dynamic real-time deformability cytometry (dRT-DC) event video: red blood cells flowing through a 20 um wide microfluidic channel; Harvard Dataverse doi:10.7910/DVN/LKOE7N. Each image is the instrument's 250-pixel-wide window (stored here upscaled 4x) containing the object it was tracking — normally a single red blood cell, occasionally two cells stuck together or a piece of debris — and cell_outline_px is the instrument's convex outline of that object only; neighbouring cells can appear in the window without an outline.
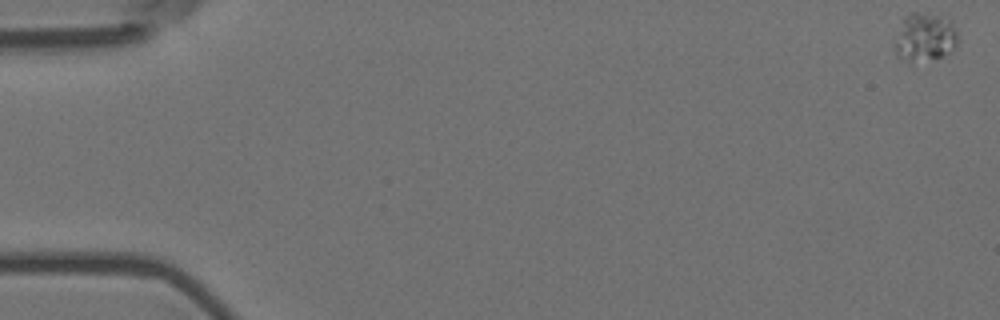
{"species": "Egyptian fruit bat (a non-hibernating species)", "species_latin": "Rousettus aegyptiacus", "temperature_condition": "room temperature", "stored_images_in_passage": 5, "camera_frame_rate_fps": 3000, "um_per_image_px": 0.085, "animal": {"sex": "female"}, "frame": {"image": 1, "passage_image": 1, "time_ms": 0.0, "image_size_px": [1000, 320], "cell_outline_px": [[960, 40], [952, 52], [944, 56], [908, 64], [900, 60], [896, 56], [892, 44], [904, 16], [908, 12], [920, 12], [936, 16], [952, 24]], "centroid_in_image_um": [78.54, 3.23], "position_along_channel_um": 6.5, "area_um2": 18.26}}
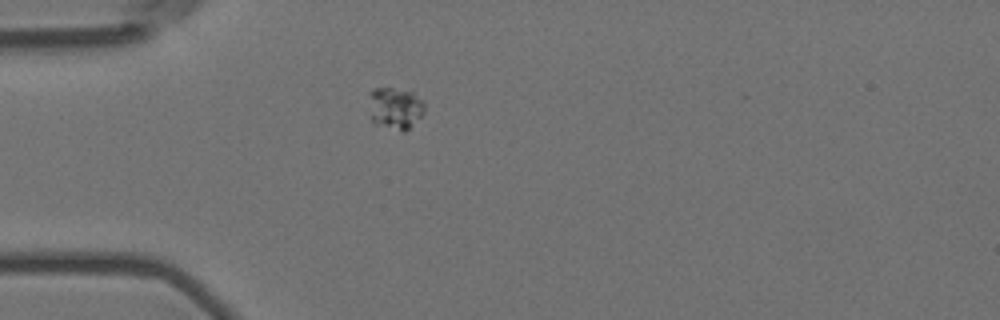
{"frame": {"image": 2, "passage_image": 5, "time_ms": 1.333, "image_size_px": [1000, 320], "cell_outline_px": [[424, 112], [404, 132], [400, 132], [376, 124], [372, 120], [368, 96], [368, 92], [372, 88], [392, 88], [412, 92], [424, 100]], "centroid_in_image_um": [33.57, 9.18], "position_along_channel_um": 51.4, "area_um2": 13.64}}